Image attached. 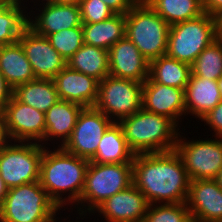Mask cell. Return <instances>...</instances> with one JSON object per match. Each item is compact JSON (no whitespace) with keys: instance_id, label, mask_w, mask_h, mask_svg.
I'll return each mask as SVG.
<instances>
[{"instance_id":"6da1fadb","label":"cell","mask_w":222,"mask_h":222,"mask_svg":"<svg viewBox=\"0 0 222 222\" xmlns=\"http://www.w3.org/2000/svg\"><path fill=\"white\" fill-rule=\"evenodd\" d=\"M132 164L133 185L149 204L186 202L191 180L175 150L137 154Z\"/></svg>"},{"instance_id":"7a4b0ae2","label":"cell","mask_w":222,"mask_h":222,"mask_svg":"<svg viewBox=\"0 0 222 222\" xmlns=\"http://www.w3.org/2000/svg\"><path fill=\"white\" fill-rule=\"evenodd\" d=\"M58 147L51 152L44 146L39 182L56 205L62 208L66 202L74 204L79 201L90 161ZM67 191L68 199L62 198V193Z\"/></svg>"},{"instance_id":"3957f363","label":"cell","mask_w":222,"mask_h":222,"mask_svg":"<svg viewBox=\"0 0 222 222\" xmlns=\"http://www.w3.org/2000/svg\"><path fill=\"white\" fill-rule=\"evenodd\" d=\"M118 123L135 155L173 151L177 139L181 137L179 128L171 119L143 108Z\"/></svg>"},{"instance_id":"277c9868","label":"cell","mask_w":222,"mask_h":222,"mask_svg":"<svg viewBox=\"0 0 222 222\" xmlns=\"http://www.w3.org/2000/svg\"><path fill=\"white\" fill-rule=\"evenodd\" d=\"M170 25L144 0H139L126 13L125 36L149 61L167 53Z\"/></svg>"},{"instance_id":"5b68a950","label":"cell","mask_w":222,"mask_h":222,"mask_svg":"<svg viewBox=\"0 0 222 222\" xmlns=\"http://www.w3.org/2000/svg\"><path fill=\"white\" fill-rule=\"evenodd\" d=\"M59 209L36 181L8 190L0 207V222H52Z\"/></svg>"},{"instance_id":"8992f818","label":"cell","mask_w":222,"mask_h":222,"mask_svg":"<svg viewBox=\"0 0 222 222\" xmlns=\"http://www.w3.org/2000/svg\"><path fill=\"white\" fill-rule=\"evenodd\" d=\"M218 18L207 13L170 26L167 53L170 58L192 65L197 56L218 38Z\"/></svg>"},{"instance_id":"52a82bcc","label":"cell","mask_w":222,"mask_h":222,"mask_svg":"<svg viewBox=\"0 0 222 222\" xmlns=\"http://www.w3.org/2000/svg\"><path fill=\"white\" fill-rule=\"evenodd\" d=\"M133 184V164H100L90 162L86 171L84 187L78 204L82 203L90 214L109 197Z\"/></svg>"},{"instance_id":"ba28073f","label":"cell","mask_w":222,"mask_h":222,"mask_svg":"<svg viewBox=\"0 0 222 222\" xmlns=\"http://www.w3.org/2000/svg\"><path fill=\"white\" fill-rule=\"evenodd\" d=\"M0 150V176L10 189L39 181L44 146L37 142H18Z\"/></svg>"},{"instance_id":"9c48e42d","label":"cell","mask_w":222,"mask_h":222,"mask_svg":"<svg viewBox=\"0 0 222 222\" xmlns=\"http://www.w3.org/2000/svg\"><path fill=\"white\" fill-rule=\"evenodd\" d=\"M142 89L143 83L108 75L99 82L94 107L119 122L142 108Z\"/></svg>"},{"instance_id":"30bf717a","label":"cell","mask_w":222,"mask_h":222,"mask_svg":"<svg viewBox=\"0 0 222 222\" xmlns=\"http://www.w3.org/2000/svg\"><path fill=\"white\" fill-rule=\"evenodd\" d=\"M183 139V140H182ZM177 139L175 151L180 156L190 180L214 179L222 168V137L210 140Z\"/></svg>"},{"instance_id":"8fae6325","label":"cell","mask_w":222,"mask_h":222,"mask_svg":"<svg viewBox=\"0 0 222 222\" xmlns=\"http://www.w3.org/2000/svg\"><path fill=\"white\" fill-rule=\"evenodd\" d=\"M113 122L94 106L84 107L70 138L61 147L70 154L90 160L95 155L102 136Z\"/></svg>"},{"instance_id":"7c38bea8","label":"cell","mask_w":222,"mask_h":222,"mask_svg":"<svg viewBox=\"0 0 222 222\" xmlns=\"http://www.w3.org/2000/svg\"><path fill=\"white\" fill-rule=\"evenodd\" d=\"M18 41L24 48L36 79H53L67 65L47 37L37 34L29 26Z\"/></svg>"},{"instance_id":"4fadbf2b","label":"cell","mask_w":222,"mask_h":222,"mask_svg":"<svg viewBox=\"0 0 222 222\" xmlns=\"http://www.w3.org/2000/svg\"><path fill=\"white\" fill-rule=\"evenodd\" d=\"M2 111L11 141L25 143L31 140L37 143L43 141L46 133L45 113L18 101L14 96Z\"/></svg>"},{"instance_id":"5bb4252c","label":"cell","mask_w":222,"mask_h":222,"mask_svg":"<svg viewBox=\"0 0 222 222\" xmlns=\"http://www.w3.org/2000/svg\"><path fill=\"white\" fill-rule=\"evenodd\" d=\"M186 206L197 222H222V189L214 179L191 180Z\"/></svg>"},{"instance_id":"9a60e30c","label":"cell","mask_w":222,"mask_h":222,"mask_svg":"<svg viewBox=\"0 0 222 222\" xmlns=\"http://www.w3.org/2000/svg\"><path fill=\"white\" fill-rule=\"evenodd\" d=\"M142 108L166 116L178 126L179 117L186 114L184 89L159 84L148 77L143 82Z\"/></svg>"},{"instance_id":"2e32d148","label":"cell","mask_w":222,"mask_h":222,"mask_svg":"<svg viewBox=\"0 0 222 222\" xmlns=\"http://www.w3.org/2000/svg\"><path fill=\"white\" fill-rule=\"evenodd\" d=\"M109 75L143 83L149 77L150 61L126 36L108 50Z\"/></svg>"},{"instance_id":"e0dca14e","label":"cell","mask_w":222,"mask_h":222,"mask_svg":"<svg viewBox=\"0 0 222 222\" xmlns=\"http://www.w3.org/2000/svg\"><path fill=\"white\" fill-rule=\"evenodd\" d=\"M149 203L133 184L109 197L96 209L107 222H142Z\"/></svg>"},{"instance_id":"ac0fdd59","label":"cell","mask_w":222,"mask_h":222,"mask_svg":"<svg viewBox=\"0 0 222 222\" xmlns=\"http://www.w3.org/2000/svg\"><path fill=\"white\" fill-rule=\"evenodd\" d=\"M60 100L93 107L98 97L99 81L94 77L65 66L53 78Z\"/></svg>"},{"instance_id":"d6986e66","label":"cell","mask_w":222,"mask_h":222,"mask_svg":"<svg viewBox=\"0 0 222 222\" xmlns=\"http://www.w3.org/2000/svg\"><path fill=\"white\" fill-rule=\"evenodd\" d=\"M43 4L45 5H43L44 9L39 10L42 12L34 17V20L28 16V26L37 34L47 37L49 34L63 29L82 27L79 5L52 3L50 1Z\"/></svg>"},{"instance_id":"ffe728a7","label":"cell","mask_w":222,"mask_h":222,"mask_svg":"<svg viewBox=\"0 0 222 222\" xmlns=\"http://www.w3.org/2000/svg\"><path fill=\"white\" fill-rule=\"evenodd\" d=\"M185 109L201 119L222 99L217 80L194 76L192 73L184 89Z\"/></svg>"},{"instance_id":"44dd1931","label":"cell","mask_w":222,"mask_h":222,"mask_svg":"<svg viewBox=\"0 0 222 222\" xmlns=\"http://www.w3.org/2000/svg\"><path fill=\"white\" fill-rule=\"evenodd\" d=\"M83 108L79 104L59 99L45 113L46 133L43 141L61 137V146L64 145L70 138Z\"/></svg>"},{"instance_id":"7402d4cb","label":"cell","mask_w":222,"mask_h":222,"mask_svg":"<svg viewBox=\"0 0 222 222\" xmlns=\"http://www.w3.org/2000/svg\"><path fill=\"white\" fill-rule=\"evenodd\" d=\"M0 71L13 89L36 79L24 48L19 41L0 46Z\"/></svg>"},{"instance_id":"603a6c76","label":"cell","mask_w":222,"mask_h":222,"mask_svg":"<svg viewBox=\"0 0 222 222\" xmlns=\"http://www.w3.org/2000/svg\"><path fill=\"white\" fill-rule=\"evenodd\" d=\"M135 154L125 140L121 125L113 122L101 138L90 162L100 164L132 163Z\"/></svg>"},{"instance_id":"cb8c5ba5","label":"cell","mask_w":222,"mask_h":222,"mask_svg":"<svg viewBox=\"0 0 222 222\" xmlns=\"http://www.w3.org/2000/svg\"><path fill=\"white\" fill-rule=\"evenodd\" d=\"M82 31L85 44L109 50L125 37L126 14H115L97 23H82Z\"/></svg>"},{"instance_id":"d4e9b609","label":"cell","mask_w":222,"mask_h":222,"mask_svg":"<svg viewBox=\"0 0 222 222\" xmlns=\"http://www.w3.org/2000/svg\"><path fill=\"white\" fill-rule=\"evenodd\" d=\"M13 96L43 113L59 100L53 79H35L18 85L13 89Z\"/></svg>"},{"instance_id":"484cf974","label":"cell","mask_w":222,"mask_h":222,"mask_svg":"<svg viewBox=\"0 0 222 222\" xmlns=\"http://www.w3.org/2000/svg\"><path fill=\"white\" fill-rule=\"evenodd\" d=\"M67 66L100 82L109 75L108 50L84 43L67 61Z\"/></svg>"},{"instance_id":"4316f807","label":"cell","mask_w":222,"mask_h":222,"mask_svg":"<svg viewBox=\"0 0 222 222\" xmlns=\"http://www.w3.org/2000/svg\"><path fill=\"white\" fill-rule=\"evenodd\" d=\"M191 73L190 64L167 55L150 61L149 77L159 84L185 89Z\"/></svg>"},{"instance_id":"83f0119b","label":"cell","mask_w":222,"mask_h":222,"mask_svg":"<svg viewBox=\"0 0 222 222\" xmlns=\"http://www.w3.org/2000/svg\"><path fill=\"white\" fill-rule=\"evenodd\" d=\"M170 26L204 14L203 0H144Z\"/></svg>"},{"instance_id":"f1b7e54d","label":"cell","mask_w":222,"mask_h":222,"mask_svg":"<svg viewBox=\"0 0 222 222\" xmlns=\"http://www.w3.org/2000/svg\"><path fill=\"white\" fill-rule=\"evenodd\" d=\"M20 6L13 0H0V46L18 42L28 26V14Z\"/></svg>"},{"instance_id":"f546056e","label":"cell","mask_w":222,"mask_h":222,"mask_svg":"<svg viewBox=\"0 0 222 222\" xmlns=\"http://www.w3.org/2000/svg\"><path fill=\"white\" fill-rule=\"evenodd\" d=\"M191 71L194 76L218 80L222 75V42L219 38L197 56Z\"/></svg>"},{"instance_id":"4dcf8cb0","label":"cell","mask_w":222,"mask_h":222,"mask_svg":"<svg viewBox=\"0 0 222 222\" xmlns=\"http://www.w3.org/2000/svg\"><path fill=\"white\" fill-rule=\"evenodd\" d=\"M158 205L149 204L142 222H189L191 220L190 211L186 203H164Z\"/></svg>"},{"instance_id":"1f68e13d","label":"cell","mask_w":222,"mask_h":222,"mask_svg":"<svg viewBox=\"0 0 222 222\" xmlns=\"http://www.w3.org/2000/svg\"><path fill=\"white\" fill-rule=\"evenodd\" d=\"M47 39L66 61L84 44L82 27L63 29L49 34Z\"/></svg>"},{"instance_id":"d6a6232c","label":"cell","mask_w":222,"mask_h":222,"mask_svg":"<svg viewBox=\"0 0 222 222\" xmlns=\"http://www.w3.org/2000/svg\"><path fill=\"white\" fill-rule=\"evenodd\" d=\"M79 7L82 23H97L115 15L103 0H81Z\"/></svg>"},{"instance_id":"836d02e7","label":"cell","mask_w":222,"mask_h":222,"mask_svg":"<svg viewBox=\"0 0 222 222\" xmlns=\"http://www.w3.org/2000/svg\"><path fill=\"white\" fill-rule=\"evenodd\" d=\"M202 121L210 125L218 139L222 137V100L202 118Z\"/></svg>"},{"instance_id":"e575fe53","label":"cell","mask_w":222,"mask_h":222,"mask_svg":"<svg viewBox=\"0 0 222 222\" xmlns=\"http://www.w3.org/2000/svg\"><path fill=\"white\" fill-rule=\"evenodd\" d=\"M115 14H126L139 0H103Z\"/></svg>"},{"instance_id":"d590c367","label":"cell","mask_w":222,"mask_h":222,"mask_svg":"<svg viewBox=\"0 0 222 222\" xmlns=\"http://www.w3.org/2000/svg\"><path fill=\"white\" fill-rule=\"evenodd\" d=\"M13 96V88L7 83L0 71V111L8 104Z\"/></svg>"},{"instance_id":"8d00e7d4","label":"cell","mask_w":222,"mask_h":222,"mask_svg":"<svg viewBox=\"0 0 222 222\" xmlns=\"http://www.w3.org/2000/svg\"><path fill=\"white\" fill-rule=\"evenodd\" d=\"M204 13L216 18L222 16V0H203Z\"/></svg>"},{"instance_id":"74e56055","label":"cell","mask_w":222,"mask_h":222,"mask_svg":"<svg viewBox=\"0 0 222 222\" xmlns=\"http://www.w3.org/2000/svg\"><path fill=\"white\" fill-rule=\"evenodd\" d=\"M10 139H11V136L9 134V130H8V126L6 124V119H5L4 113H3V111H0V150L3 147L10 145V144H8Z\"/></svg>"},{"instance_id":"f35d334b","label":"cell","mask_w":222,"mask_h":222,"mask_svg":"<svg viewBox=\"0 0 222 222\" xmlns=\"http://www.w3.org/2000/svg\"><path fill=\"white\" fill-rule=\"evenodd\" d=\"M8 190H9V188L6 186L5 182L3 181V179L0 176V207L4 203V199L8 193Z\"/></svg>"},{"instance_id":"ab89813d","label":"cell","mask_w":222,"mask_h":222,"mask_svg":"<svg viewBox=\"0 0 222 222\" xmlns=\"http://www.w3.org/2000/svg\"><path fill=\"white\" fill-rule=\"evenodd\" d=\"M52 3H61V4H74L79 5L81 0H48Z\"/></svg>"},{"instance_id":"60d3db41","label":"cell","mask_w":222,"mask_h":222,"mask_svg":"<svg viewBox=\"0 0 222 222\" xmlns=\"http://www.w3.org/2000/svg\"><path fill=\"white\" fill-rule=\"evenodd\" d=\"M214 180L216 181L217 185L222 189V168L219 171V173L216 175Z\"/></svg>"},{"instance_id":"b9f144b4","label":"cell","mask_w":222,"mask_h":222,"mask_svg":"<svg viewBox=\"0 0 222 222\" xmlns=\"http://www.w3.org/2000/svg\"><path fill=\"white\" fill-rule=\"evenodd\" d=\"M217 83H218V88L221 93V99H222V75L218 78Z\"/></svg>"},{"instance_id":"7bdbcfd3","label":"cell","mask_w":222,"mask_h":222,"mask_svg":"<svg viewBox=\"0 0 222 222\" xmlns=\"http://www.w3.org/2000/svg\"><path fill=\"white\" fill-rule=\"evenodd\" d=\"M219 30H222V16L218 19Z\"/></svg>"},{"instance_id":"ee69618b","label":"cell","mask_w":222,"mask_h":222,"mask_svg":"<svg viewBox=\"0 0 222 222\" xmlns=\"http://www.w3.org/2000/svg\"><path fill=\"white\" fill-rule=\"evenodd\" d=\"M218 38L221 40V42H222V30H219V32H218Z\"/></svg>"},{"instance_id":"f6af8a7d","label":"cell","mask_w":222,"mask_h":222,"mask_svg":"<svg viewBox=\"0 0 222 222\" xmlns=\"http://www.w3.org/2000/svg\"><path fill=\"white\" fill-rule=\"evenodd\" d=\"M15 3H18V4H20L21 5V3H22V1L21 0H13ZM46 1H48V0H46Z\"/></svg>"},{"instance_id":"bcb514c9","label":"cell","mask_w":222,"mask_h":222,"mask_svg":"<svg viewBox=\"0 0 222 222\" xmlns=\"http://www.w3.org/2000/svg\"><path fill=\"white\" fill-rule=\"evenodd\" d=\"M189 222H197V221H195L194 219H191Z\"/></svg>"}]
</instances>
